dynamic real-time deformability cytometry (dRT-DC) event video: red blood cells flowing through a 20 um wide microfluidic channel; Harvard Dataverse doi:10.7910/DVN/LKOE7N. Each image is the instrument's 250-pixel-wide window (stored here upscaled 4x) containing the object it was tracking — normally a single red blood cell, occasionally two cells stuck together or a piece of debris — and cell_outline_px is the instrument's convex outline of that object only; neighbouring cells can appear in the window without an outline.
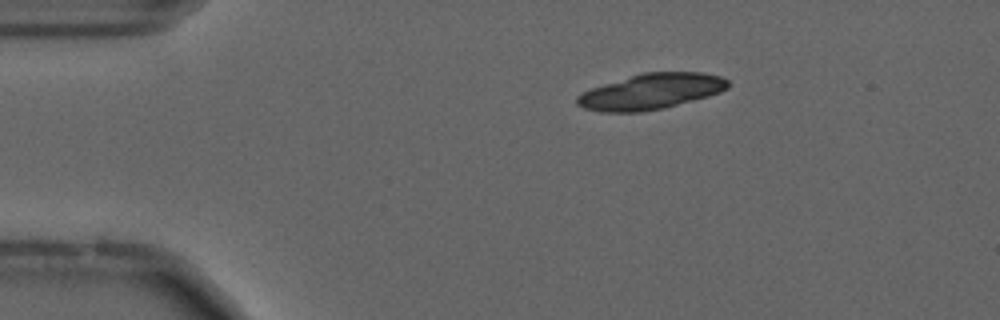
{"species": "common noctule bat (a hibernating species)", "species_latin": "Nyctalus noctula", "temperature_condition": "cold", "stored_images_in_passage": 17, "camera_frame_rate_fps": 3000, "um_per_image_px": 0.085, "animal": {"sex": "male", "forearm_length_mm": 52.5}, "frame": {"image": 1, "passage_image": 8, "time_ms": 2.333, "image_size_px": [1000, 320], "cell_outline_px": [[728, 88], [720, 92], [708, 96], [664, 108], [640, 112], [600, 112], [584, 108], [576, 104], [576, 96], [592, 88], [640, 72], [704, 72], [720, 76], [728, 80]], "centroid_in_image_um": [55.33, 7.77], "position_along_channel_um": 29.7, "area_um2": 31.33}}